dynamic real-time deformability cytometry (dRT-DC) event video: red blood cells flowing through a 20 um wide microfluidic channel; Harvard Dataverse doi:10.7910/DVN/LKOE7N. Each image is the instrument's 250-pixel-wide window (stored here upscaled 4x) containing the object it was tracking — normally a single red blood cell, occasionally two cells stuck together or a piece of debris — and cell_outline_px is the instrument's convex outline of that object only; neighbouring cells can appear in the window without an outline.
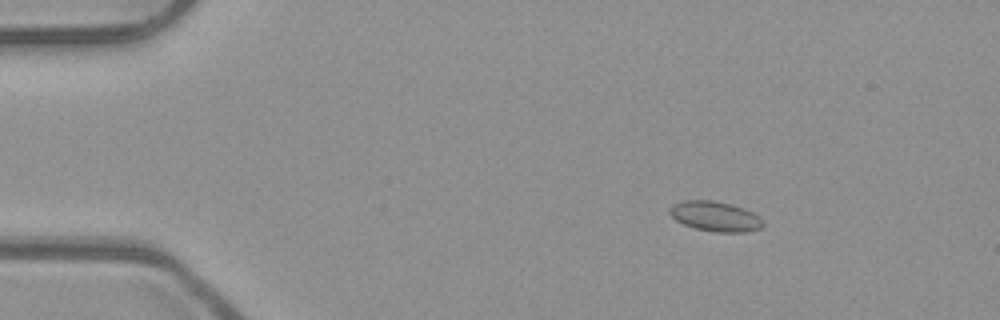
{"species": "common noctule bat (a hibernating species)", "species_latin": "Nyctalus noctula", "temperature_condition": "room temperature", "stored_images_in_passage": 53, "camera_frame_rate_fps": 3000, "um_per_image_px": 0.085, "animal": {"sex": "male", "body_mass_g": 23.1, "forearm_length_mm": 52.7}, "frame": {"image": 1, "passage_image": 8, "time_ms": 2.333, "image_size_px": [1000, 320], "cell_outline_px": [[764, 224], [760, 228], [744, 232], [716, 232], [696, 228], [684, 224], [676, 220], [668, 212], [668, 208], [672, 204], [680, 200], [712, 200], [732, 204], [744, 208], [760, 216], [764, 220]], "centroid_in_image_um": [60.79, 18.37], "position_along_channel_um": 24.2, "area_um2": 16.47}}
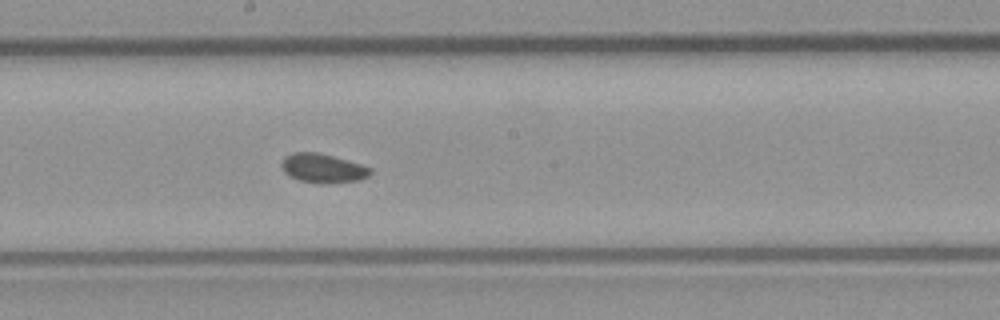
{"frame": {"image": 2, "passage_image": 29, "time_ms": 9.333, "image_size_px": [1000, 320], "cell_outline_px": [[372, 172], [368, 176], [360, 180], [328, 184], [320, 184], [300, 180], [288, 176], [284, 172], [280, 164], [284, 156], [292, 152], [316, 152], [332, 156], [360, 164], [372, 168]], "centroid_in_image_um": [27.42, 14.31], "position_along_channel_um": 220.8, "area_um2": 15.2}}
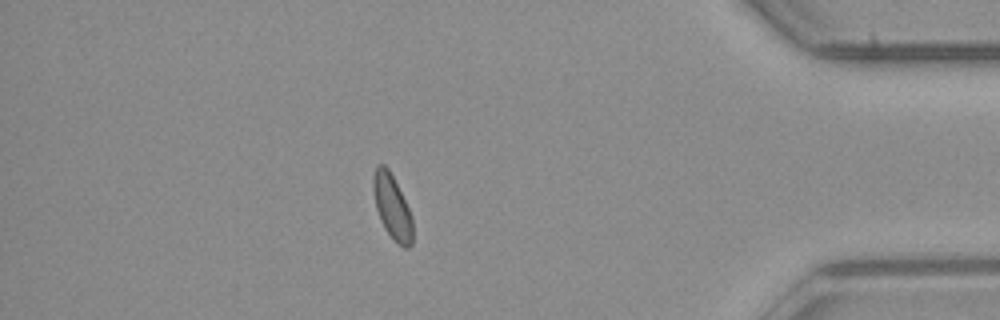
{"frame": {"image": 3, "passage_image": 46, "time_ms": 15.0, "image_size_px": [1000, 320], "cell_outline_px": [[412, 244], [408, 248], [404, 248], [396, 244], [384, 228], [380, 220], [376, 208], [372, 184], [372, 180], [376, 164], [384, 164], [388, 168], [412, 216]], "centroid_in_image_um": [33.31, 17.61], "position_along_channel_um": 401.9, "area_um2": 14.74}}